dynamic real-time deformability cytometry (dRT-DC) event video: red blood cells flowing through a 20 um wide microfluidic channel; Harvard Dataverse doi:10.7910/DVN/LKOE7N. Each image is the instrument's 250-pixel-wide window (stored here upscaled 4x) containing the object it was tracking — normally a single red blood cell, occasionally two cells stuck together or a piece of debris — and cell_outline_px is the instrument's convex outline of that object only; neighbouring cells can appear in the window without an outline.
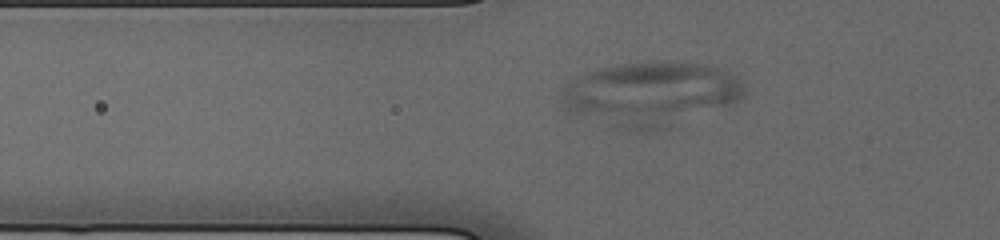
{"species": "human", "species_latin": "Homo sapiens", "temperature_condition": "cold", "stored_images_in_passage": 22, "camera_frame_rate_fps": 3000, "um_per_image_px": 0.085, "donor": {"sex": "male"}, "frame": {"image": 1, "passage_image": 2, "time_ms": 0.333, "image_size_px": [1000, 240], "cell_outline_px": [[744, 96], [740, 100], [732, 104], [668, 128], [648, 132], [636, 132], [612, 128], [568, 116], [560, 100], [560, 88], [568, 80], [576, 76], [596, 68], [620, 64], [708, 64], [720, 68], [744, 80]], "centroid_in_image_um": [55.18, 8.06], "position_along_channel_um": 70.6, "area_um2": 69.71}}